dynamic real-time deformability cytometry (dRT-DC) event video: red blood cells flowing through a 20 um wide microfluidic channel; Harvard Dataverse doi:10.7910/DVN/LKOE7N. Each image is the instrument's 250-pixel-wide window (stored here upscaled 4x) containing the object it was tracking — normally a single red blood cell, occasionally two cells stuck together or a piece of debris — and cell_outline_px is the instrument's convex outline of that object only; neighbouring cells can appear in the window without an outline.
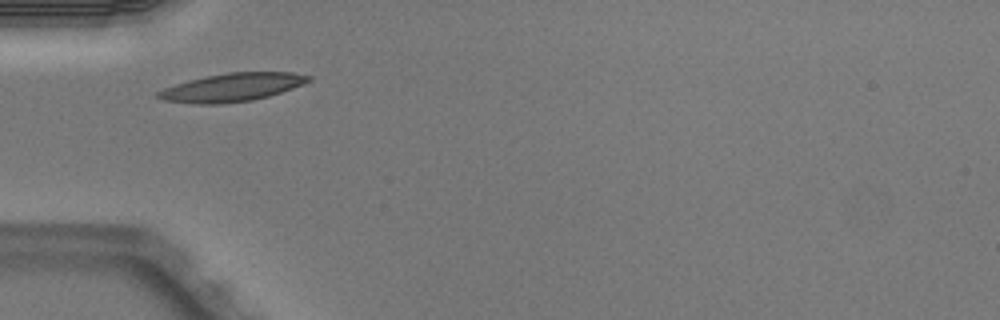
{"species": "Egyptian fruit bat (a non-hibernating species)", "species_latin": "Rousettus aegyptiacus", "temperature_condition": "warm", "stored_images_in_passage": 3, "camera_frame_rate_fps": 3000, "um_per_image_px": 0.085, "animal": {"sex": "male"}, "frame": {"image": 1, "passage_image": 1, "time_ms": 0.0, "image_size_px": [1000, 320], "cell_outline_px": [[312, 80], [304, 84], [268, 96], [252, 100], [220, 104], [196, 104], [160, 100], [156, 96], [156, 92], [164, 88], [188, 80], [228, 72], [292, 72], [312, 76]], "centroid_in_image_um": [19.71, 7.43], "position_along_channel_um": 65.3, "area_um2": 24.74}}
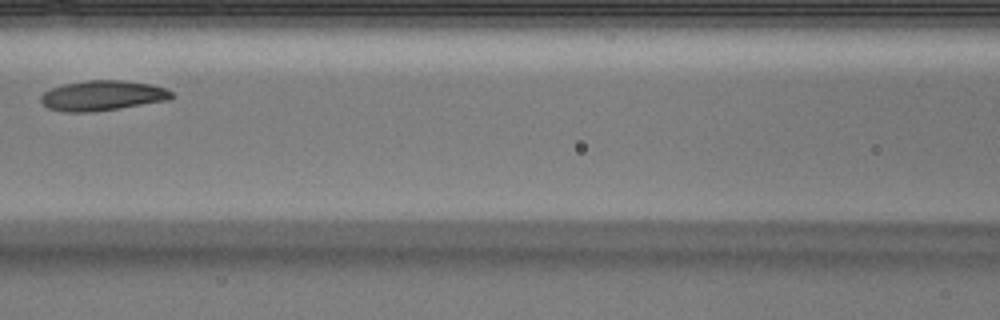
{"frame": {"image": 2, "passage_image": 3, "time_ms": 0.667, "image_size_px": [1000, 320], "cell_outline_px": [[176, 96], [168, 100], [120, 108], [92, 112], [64, 112], [48, 108], [40, 100], [40, 96], [44, 92], [52, 88], [64, 84], [88, 80], [120, 80], [152, 84], [164, 88], [172, 92]], "centroid_in_image_um": [8.72, 8.13], "position_along_channel_um": 157.9, "area_um2": 22.95}}